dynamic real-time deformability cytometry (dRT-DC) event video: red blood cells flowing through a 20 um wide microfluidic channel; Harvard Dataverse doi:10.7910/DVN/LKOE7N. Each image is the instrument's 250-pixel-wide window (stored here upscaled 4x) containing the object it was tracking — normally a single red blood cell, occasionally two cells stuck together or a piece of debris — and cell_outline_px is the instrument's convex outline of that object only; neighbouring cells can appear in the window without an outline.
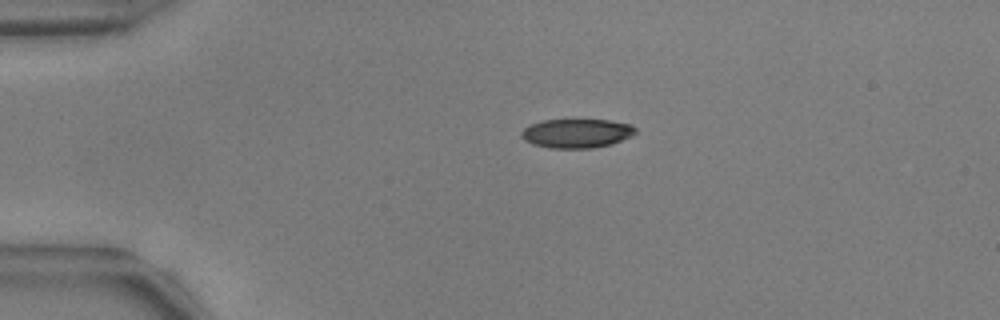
{"species": "common noctule bat (a hibernating species)", "species_latin": "Nyctalus noctula", "temperature_condition": "warm", "stored_images_in_passage": 43, "camera_frame_rate_fps": 3000, "um_per_image_px": 0.085, "animal": {"sex": "male", "body_mass_g": 17.9, "forearm_length_mm": 54.2}, "frame": {"image": 1, "passage_image": 1, "time_ms": 0.0, "image_size_px": [1000, 320], "cell_outline_px": [[636, 132], [632, 136], [612, 144], [592, 148], [552, 148], [532, 144], [524, 140], [520, 136], [520, 132], [524, 128], [532, 124], [544, 120], [608, 120], [632, 124], [636, 128]], "centroid_in_image_um": [49.03, 11.33], "position_along_channel_um": 36.0, "area_um2": 19.36}}
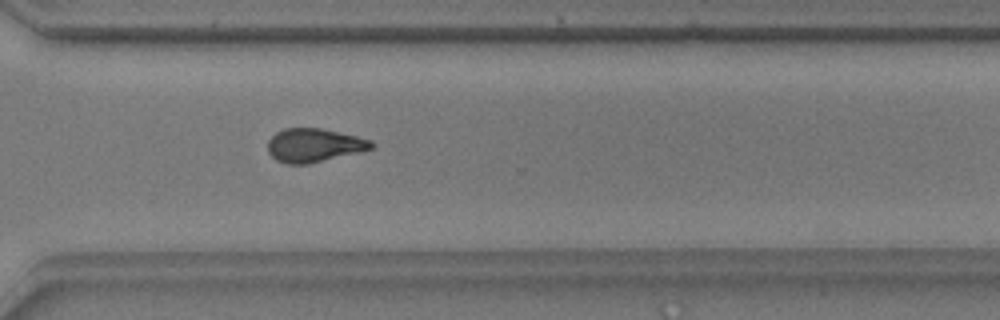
{"frame": {"image": 2, "passage_image": 29, "time_ms": 9.333, "image_size_px": [1000, 320], "cell_outline_px": [[376, 148], [308, 164], [288, 164], [276, 160], [268, 152], [268, 140], [276, 132], [284, 128], [320, 128], [356, 136], [372, 140], [376, 144]], "centroid_in_image_um": [26.71, 12.35], "position_along_channel_um": 343.9, "area_um2": 20.35}}
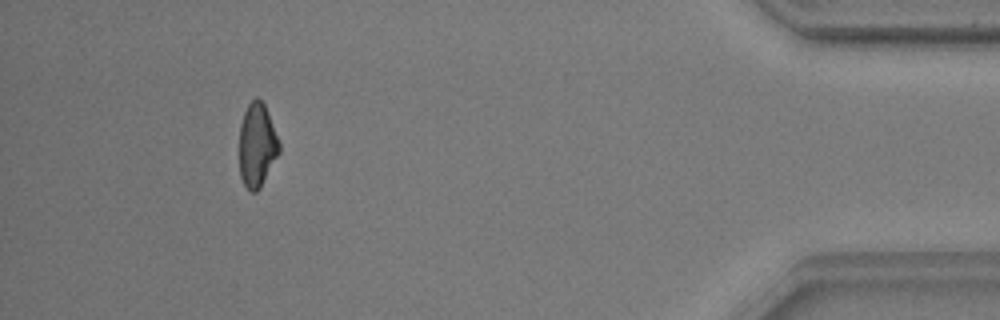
{"frame": {"image": 3, "passage_image": 39, "time_ms": 12.667, "image_size_px": [1000, 320], "cell_outline_px": [[280, 152], [260, 188], [256, 192], [252, 192], [244, 184], [240, 176], [240, 124], [244, 112], [248, 104], [256, 96], [264, 104], [268, 112], [280, 144]], "centroid_in_image_um": [21.85, 12.33], "position_along_channel_um": 413.3, "area_um2": 19.36}, "authors_computed_cell_mechanics": {"area_um2": 20.5768, "velocity_mm_per_s": 3.7671, "shape_relaxation_time_tau1_ms": 4.7622, "shape_relaxation_time_tau2_ms": 3.6224, "deformation_change_tau1": 0.145, "deformation_change_tau2": 0.1112}}